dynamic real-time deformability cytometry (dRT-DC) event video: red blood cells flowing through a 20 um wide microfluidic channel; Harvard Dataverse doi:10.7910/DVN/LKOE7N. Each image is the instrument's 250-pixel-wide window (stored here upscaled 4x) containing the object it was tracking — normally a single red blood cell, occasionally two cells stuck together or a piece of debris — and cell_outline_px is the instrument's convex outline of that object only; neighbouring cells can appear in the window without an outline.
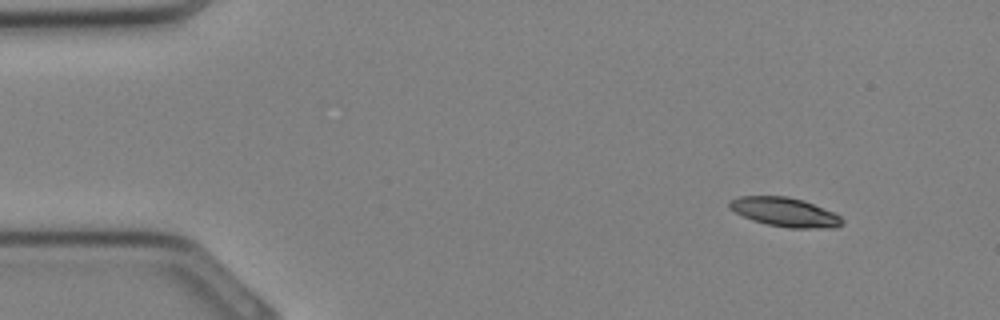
{"species": "Egyptian fruit bat (a non-hibernating species)", "species_latin": "Rousettus aegyptiacus", "temperature_condition": "cold", "stored_images_in_passage": 22, "camera_frame_rate_fps": 3000, "um_per_image_px": 0.085, "animal": {"sex": "female"}, "frame": {"image": 1, "passage_image": 1, "time_ms": 0.0, "image_size_px": [1000, 320], "cell_outline_px": [[844, 220], [836, 228], [788, 228], [768, 224], [752, 220], [728, 208], [728, 200], [740, 196], [788, 196], [804, 200], [832, 212], [840, 216]], "centroid_in_image_um": [66.69, 18.02], "position_along_channel_um": 18.3, "area_um2": 19.07}}
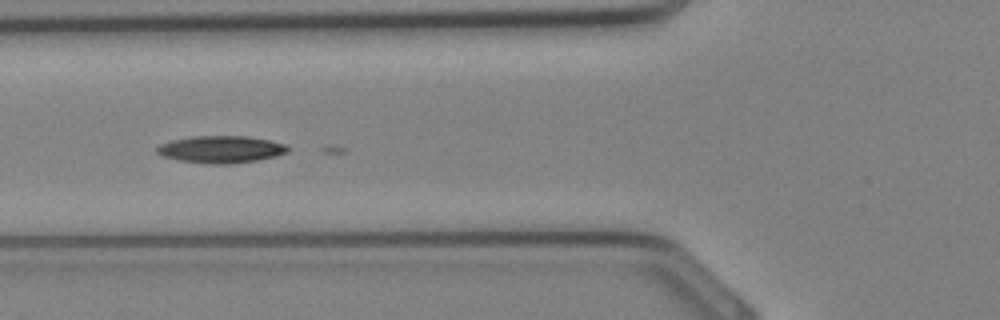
{"frame": {"image": 2, "passage_image": 10, "time_ms": 3.0, "image_size_px": [1000, 320], "cell_outline_px": [[288, 152], [276, 156], [256, 160], [232, 164], [208, 164], [180, 160], [164, 156], [156, 152], [156, 148], [160, 144], [172, 140], [192, 136], [248, 136], [288, 144]], "centroid_in_image_um": [18.8, 12.69], "position_along_channel_um": 107.0, "area_um2": 20.69}}
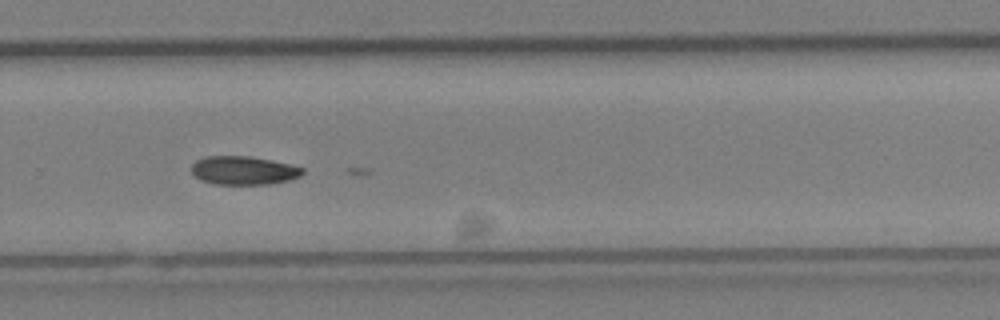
{"frame": {"image": 3, "passage_image": 20, "time_ms": 6.333, "image_size_px": [1000, 320], "cell_outline_px": [[304, 172], [300, 176], [288, 180], [268, 184], [216, 184], [200, 180], [192, 172], [192, 164], [196, 160], [204, 156], [248, 156], [272, 160], [304, 168]], "centroid_in_image_um": [20.69, 14.48], "position_along_channel_um": 309.1, "area_um2": 18.38}}